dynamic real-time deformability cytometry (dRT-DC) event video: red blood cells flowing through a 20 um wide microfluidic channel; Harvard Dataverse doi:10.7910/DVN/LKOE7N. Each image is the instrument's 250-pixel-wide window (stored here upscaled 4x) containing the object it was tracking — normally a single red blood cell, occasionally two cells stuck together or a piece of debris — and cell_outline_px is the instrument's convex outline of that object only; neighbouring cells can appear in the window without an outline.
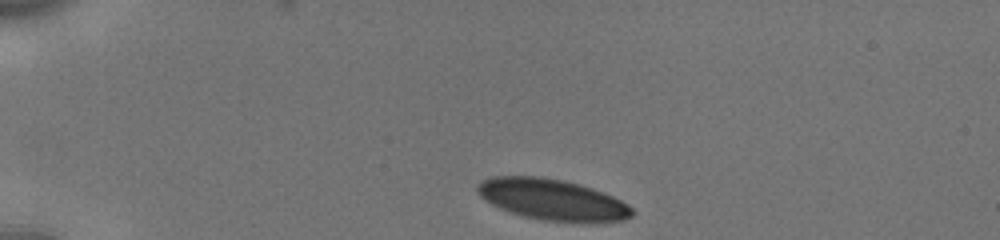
{"species": "human", "species_latin": "Homo sapiens", "temperature_condition": "cold", "stored_images_in_passage": 38, "camera_frame_rate_fps": 3000, "um_per_image_px": 0.085, "donor": {"sex": "male"}, "frame": {"image": 1, "passage_image": 1, "time_ms": 0.0, "image_size_px": [1000, 240], "cell_outline_px": [[636, 212], [632, 216], [624, 220], [544, 220], [524, 216], [500, 208], [492, 204], [480, 196], [476, 188], [484, 180], [492, 176], [540, 176], [580, 184], [592, 188], [612, 196], [628, 204]], "centroid_in_image_um": [46.93, 16.93], "position_along_channel_um": 38.1, "area_um2": 36.01}}
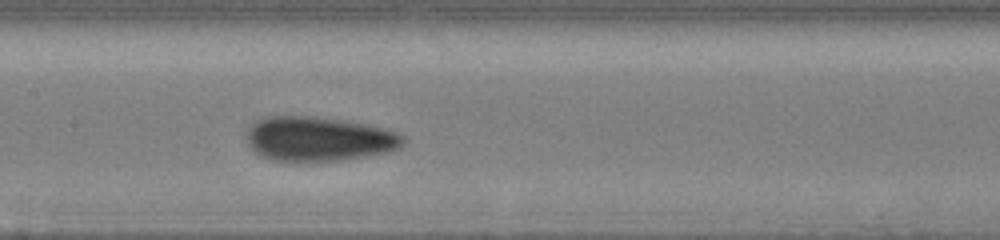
{"frame": {"image": 2, "passage_image": 17, "time_ms": 5.333, "image_size_px": [1000, 240], "cell_outline_px": [[404, 140], [400, 148], [392, 152], [340, 160], [272, 160], [260, 156], [248, 144], [244, 132], [256, 120], [264, 116], [308, 116], [340, 120], [364, 124], [400, 132], [404, 136]], "centroid_in_image_um": [27.08, 11.8], "position_along_channel_um": 180.3, "area_um2": 40.52}}
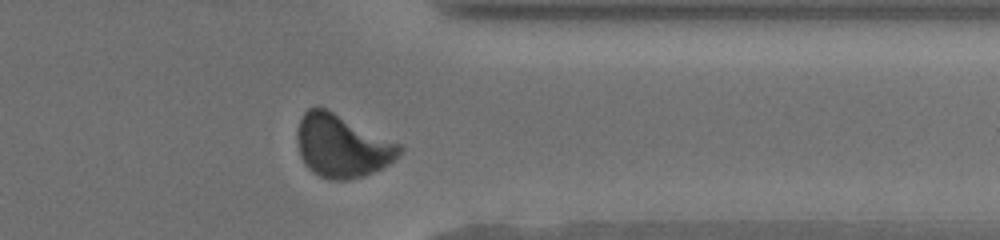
{"frame": {"image": 3, "passage_image": 33, "time_ms": 10.667, "image_size_px": [1000, 240], "cell_outline_px": [[404, 148], [388, 164], [364, 176], [348, 180], [332, 180], [320, 176], [312, 172], [308, 168], [300, 156], [296, 136], [296, 132], [300, 120], [304, 112], [308, 108], [328, 108], [400, 144]], "centroid_in_image_um": [29.04, 12.4], "position_along_channel_um": 382.4, "area_um2": 37.34}, "authors_computed_cell_mechanics": {"area_um2": 38.5237, "velocity_mm_per_s": 3.8345, "shape_relaxation_time_tau1_ms": 4.2562, "shape_relaxation_time_tau2_ms": 1.0253, "deformation_change_tau1": 0.1033, "deformation_change_tau2": 0.0392}}